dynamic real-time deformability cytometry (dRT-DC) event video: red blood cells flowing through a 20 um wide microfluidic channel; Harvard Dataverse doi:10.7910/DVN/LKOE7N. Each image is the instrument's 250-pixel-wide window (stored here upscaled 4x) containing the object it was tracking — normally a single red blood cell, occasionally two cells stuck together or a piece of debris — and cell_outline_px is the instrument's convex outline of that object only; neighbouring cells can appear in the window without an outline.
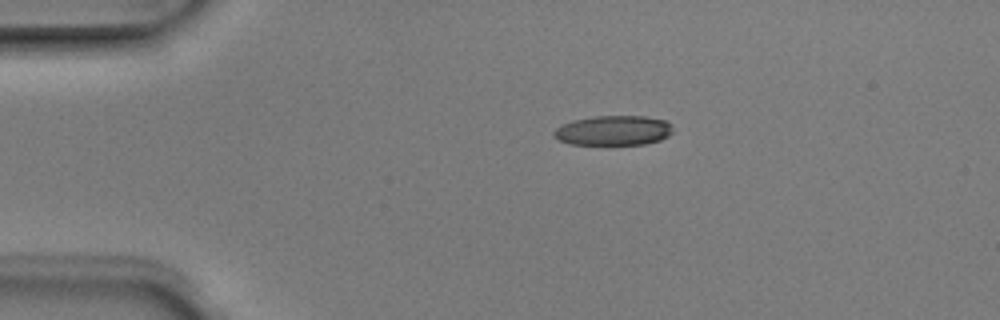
{"species": "Egyptian fruit bat (a non-hibernating species)", "species_latin": "Rousettus aegyptiacus", "temperature_condition": "room temperature", "stored_images_in_passage": 4, "camera_frame_rate_fps": 3000, "um_per_image_px": 0.085, "animal": {"sex": "male"}, "frame": {"image": 1, "passage_image": 1, "time_ms": 0.0, "image_size_px": [1000, 320], "cell_outline_px": [[672, 132], [668, 136], [660, 140], [644, 144], [568, 144], [556, 140], [552, 136], [552, 132], [560, 124], [572, 120], [592, 116], [644, 116], [664, 120], [672, 124]], "centroid_in_image_um": [52.08, 11.09], "position_along_channel_um": 32.9, "area_um2": 20.92}}
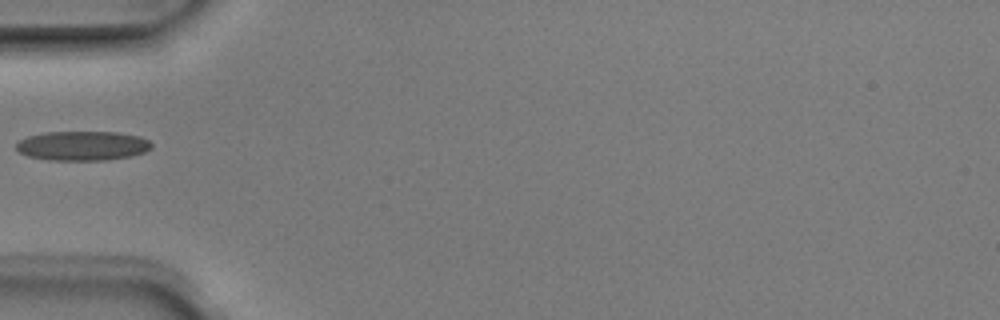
{"frame": {"image": 2, "passage_image": 3, "time_ms": 0.667, "image_size_px": [1000, 320], "cell_outline_px": [[152, 148], [144, 152], [132, 156], [108, 160], [48, 160], [28, 156], [20, 152], [16, 148], [16, 144], [20, 140], [28, 136], [44, 132], [116, 132], [140, 136], [148, 140], [152, 144]], "centroid_in_image_um": [7.03, 12.39], "position_along_channel_um": 78.0, "area_um2": 23.29}}
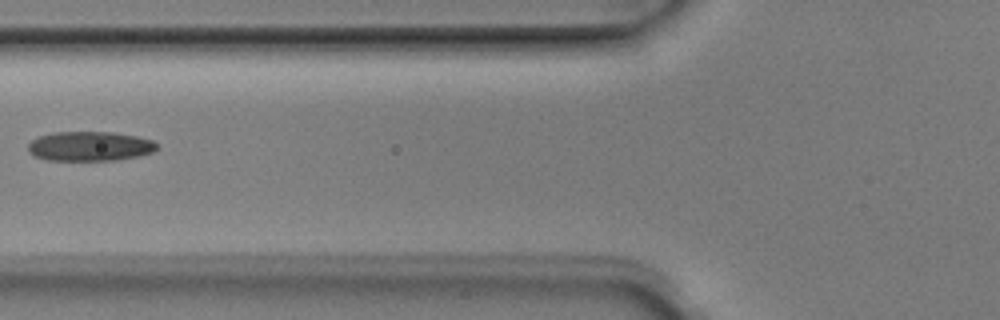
{"frame": {"image": 3, "passage_image": 4, "time_ms": 1.0, "image_size_px": [1000, 320], "cell_outline_px": [[160, 148], [156, 152], [140, 156], [116, 160], [48, 160], [32, 156], [28, 152], [28, 144], [32, 140], [40, 136], [52, 132], [112, 132], [136, 136], [152, 140]], "centroid_in_image_um": [7.65, 12.43], "position_along_channel_um": 118.1, "area_um2": 22.43}}